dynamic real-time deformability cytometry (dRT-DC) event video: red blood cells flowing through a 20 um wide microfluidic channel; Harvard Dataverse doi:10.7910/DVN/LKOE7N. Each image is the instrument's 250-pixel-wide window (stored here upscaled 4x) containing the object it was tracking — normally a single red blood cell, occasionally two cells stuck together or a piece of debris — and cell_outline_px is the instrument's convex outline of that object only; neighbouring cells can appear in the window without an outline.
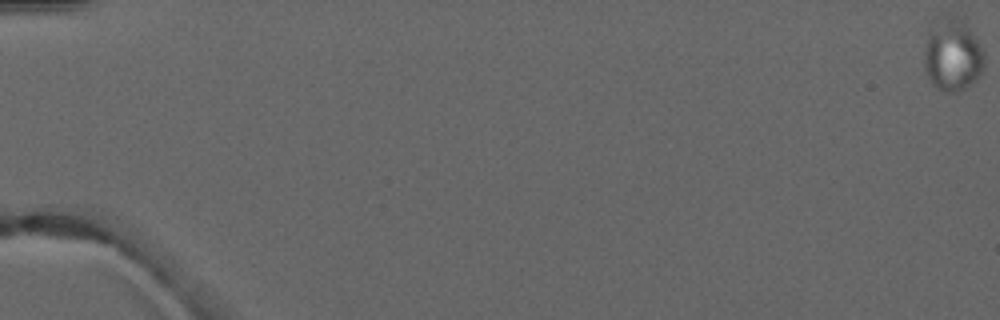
{"species": "common noctule bat (a hibernating species)", "species_latin": "Nyctalus noctula", "temperature_condition": "warm", "stored_images_in_passage": 6, "camera_frame_rate_fps": 3000, "um_per_image_px": 0.085, "animal": {"sex": "male", "forearm_length_mm": 52.5}, "frame": {"image": 1, "passage_image": 1, "time_ms": 0.0, "image_size_px": [1000, 320], "cell_outline_px": [[984, 68], [976, 80], [964, 88], [956, 92], [944, 92], [936, 88], [932, 84], [924, 68], [924, 52], [928, 32], [940, 16], [944, 12], [948, 12], [956, 16], [968, 28], [984, 52]], "centroid_in_image_um": [80.94, 4.66], "position_along_channel_um": 4.1, "area_um2": 25.43}}
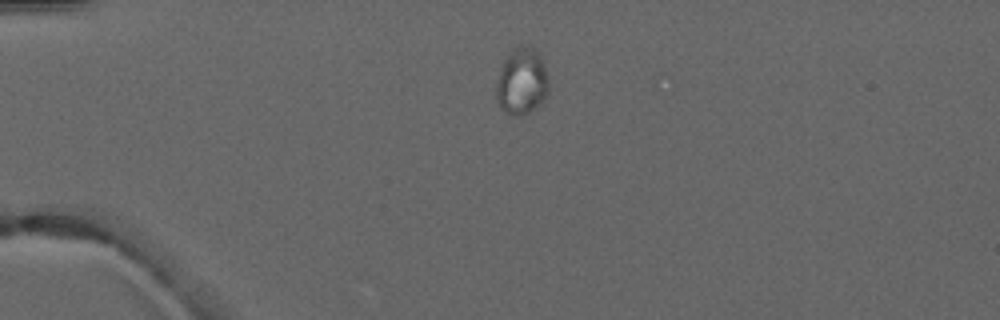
{"frame": {"image": 2, "passage_image": 5, "time_ms": 4.667, "image_size_px": [1000, 320], "cell_outline_px": [[548, 92], [544, 100], [540, 104], [528, 112], [520, 116], [512, 116], [504, 112], [496, 100], [496, 84], [500, 68], [508, 52], [512, 48], [520, 44], [528, 44], [536, 48], [540, 52], [548, 76]], "centroid_in_image_um": [44.35, 6.87], "position_along_channel_um": 40.6, "area_um2": 20.98}}